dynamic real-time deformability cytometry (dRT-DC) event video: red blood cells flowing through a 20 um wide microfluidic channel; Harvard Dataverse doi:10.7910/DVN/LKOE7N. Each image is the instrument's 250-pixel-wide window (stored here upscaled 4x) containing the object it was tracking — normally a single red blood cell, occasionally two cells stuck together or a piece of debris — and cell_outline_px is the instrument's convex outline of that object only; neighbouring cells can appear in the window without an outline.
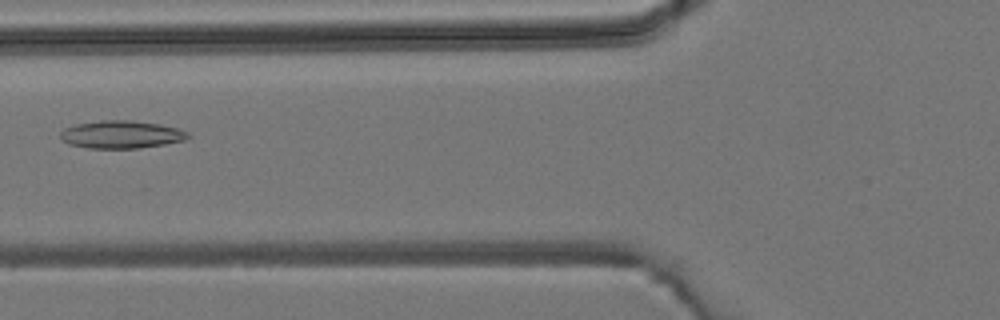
{"species": "common noctule bat (a hibernating species)", "species_latin": "Nyctalus noctula", "temperature_condition": "room temperature", "stored_images_in_passage": 4, "camera_frame_rate_fps": 3000, "um_per_image_px": 0.085, "animal": {"sex": "male", "body_mass_g": 19.2, "forearm_length_mm": 51.8}, "frame": {"image": 1, "passage_image": 3, "time_ms": 2.333, "image_size_px": [1000, 320], "cell_outline_px": [[192, 136], [184, 140], [164, 144], [140, 148], [88, 148], [68, 144], [60, 136], [60, 132], [64, 128], [76, 124], [100, 120], [132, 120], [160, 124], [176, 128], [188, 132]], "centroid_in_image_um": [10.31, 11.43], "position_along_channel_um": 115.5, "area_um2": 20.63}}
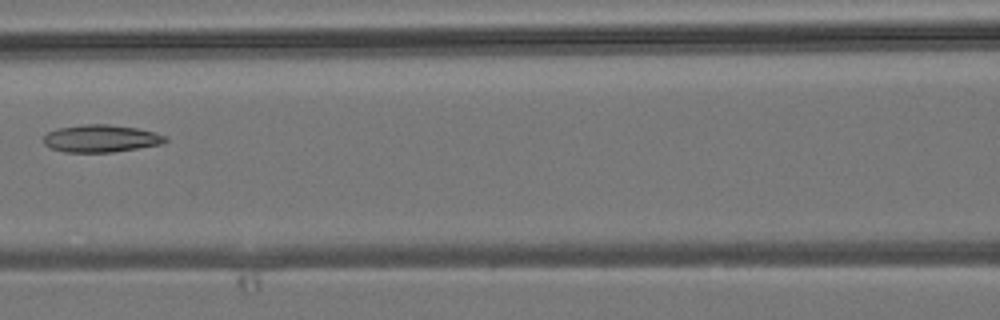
{"frame": {"image": 2, "passage_image": 4, "time_ms": 3.333, "image_size_px": [1000, 320], "cell_outline_px": [[168, 140], [164, 144], [112, 152], [64, 152], [48, 148], [44, 144], [44, 136], [48, 132], [56, 128], [84, 124], [108, 124], [136, 128], [168, 136]], "centroid_in_image_um": [8.57, 11.77], "position_along_channel_um": 158.0, "area_um2": 19.59}}